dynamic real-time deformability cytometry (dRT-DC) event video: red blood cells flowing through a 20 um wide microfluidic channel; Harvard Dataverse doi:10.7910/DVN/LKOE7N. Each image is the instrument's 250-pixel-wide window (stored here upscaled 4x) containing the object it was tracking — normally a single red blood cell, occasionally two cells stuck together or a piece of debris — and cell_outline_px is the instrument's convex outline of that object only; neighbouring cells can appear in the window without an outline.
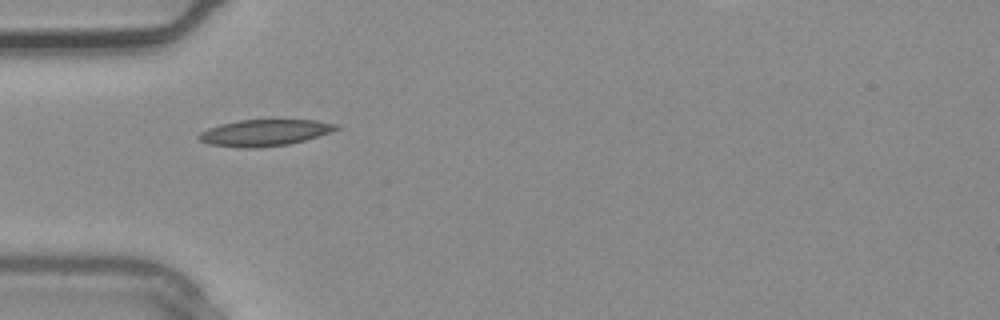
{"species": "common noctule bat (a hibernating species)", "species_latin": "Nyctalus noctula", "temperature_condition": "warm", "stored_images_in_passage": 1, "camera_frame_rate_fps": 3000, "um_per_image_px": 0.085, "animal": {"sex": "male", "body_mass_g": 20.4}, "frame": {"image": 1, "passage_image": 1, "time_ms": 0.0, "image_size_px": [1000, 320], "cell_outline_px": [[340, 128], [304, 140], [288, 144], [256, 148], [236, 148], [208, 144], [200, 140], [196, 136], [200, 132], [208, 128], [220, 124], [240, 120], [316, 120], [336, 124]], "centroid_in_image_um": [22.41, 11.29], "position_along_channel_um": 62.6, "area_um2": 21.04}}